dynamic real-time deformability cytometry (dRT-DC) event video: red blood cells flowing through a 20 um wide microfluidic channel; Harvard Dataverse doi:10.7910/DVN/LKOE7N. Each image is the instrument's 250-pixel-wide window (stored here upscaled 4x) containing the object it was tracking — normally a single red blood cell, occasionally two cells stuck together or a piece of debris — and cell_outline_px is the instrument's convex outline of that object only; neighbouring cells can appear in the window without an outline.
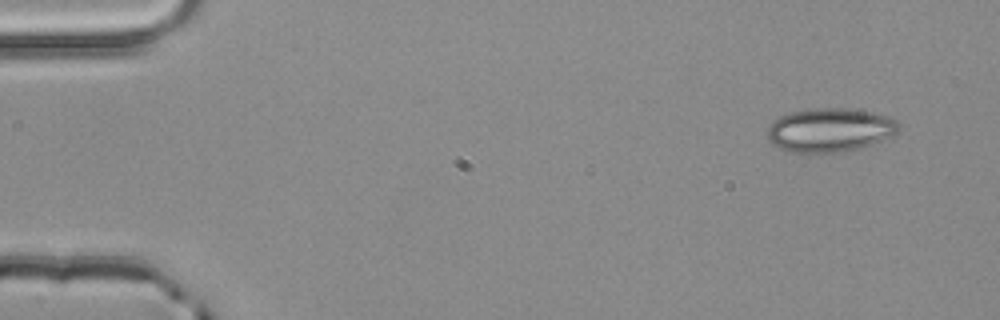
{"species": "common noctule bat (a hibernating species)", "species_latin": "Nyctalus noctula", "temperature_condition": "room temperature", "stored_images_in_passage": 3, "camera_frame_rate_fps": 3000, "um_per_image_px": 0.085, "animal": {"sex": "male", "body_mass_g": 20.4}, "frame": {"image": 1, "passage_image": 1, "time_ms": 0.0, "image_size_px": [1000, 320], "cell_outline_px": [[900, 128], [892, 136], [872, 144], [848, 152], [792, 152], [780, 148], [772, 144], [768, 140], [768, 124], [780, 116], [792, 112], [812, 108], [844, 108], [868, 112], [888, 116], [896, 120], [900, 124]], "centroid_in_image_um": [70.54, 11.06], "position_along_channel_um": 14.5, "area_um2": 33.52}}